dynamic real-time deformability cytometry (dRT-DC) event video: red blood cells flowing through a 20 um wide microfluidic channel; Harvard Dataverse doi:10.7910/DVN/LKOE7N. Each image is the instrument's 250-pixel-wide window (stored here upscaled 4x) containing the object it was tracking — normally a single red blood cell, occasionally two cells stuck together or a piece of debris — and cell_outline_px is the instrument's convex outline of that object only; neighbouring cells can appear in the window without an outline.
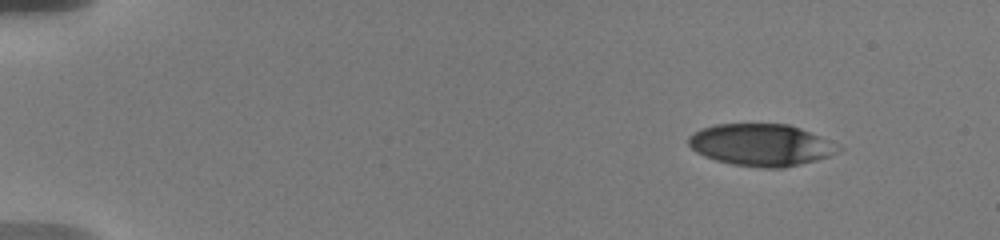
{"species": "human", "species_latin": "Homo sapiens", "temperature_condition": "warm", "stored_images_in_passage": 66, "camera_frame_rate_fps": 3000, "um_per_image_px": 0.085, "donor": {"sex": "male"}, "frame": {"image": 1, "passage_image": 1, "time_ms": 0.0, "image_size_px": [1000, 240], "cell_outline_px": [[844, 148], [828, 156], [816, 160], [784, 168], [760, 168], [732, 164], [716, 160], [704, 156], [696, 152], [688, 144], [688, 136], [704, 128], [716, 124], [788, 124], [800, 128], [820, 136]], "centroid_in_image_um": [64.69, 12.32], "position_along_channel_um": 20.3, "area_um2": 36.47}}
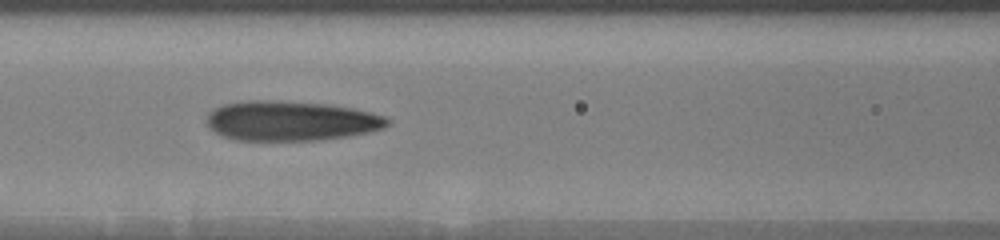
{"frame": {"image": 2, "passage_image": 26, "time_ms": 6.667, "image_size_px": [1000, 240], "cell_outline_px": [[392, 120], [384, 128], [368, 132], [348, 136], [320, 140], [232, 140], [216, 132], [208, 124], [208, 112], [224, 104], [248, 100], [276, 100], [328, 104], [352, 108], [384, 116]], "centroid_in_image_um": [24.74, 10.27], "position_along_channel_um": 141.9, "area_um2": 41.79}}
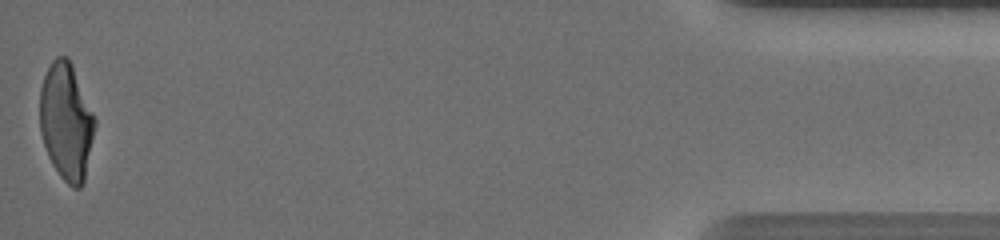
{"frame": {"image": 3, "passage_image": 66, "time_ms": 16.667, "image_size_px": [1000, 240], "cell_outline_px": [[96, 124], [84, 184], [80, 188], [72, 188], [60, 176], [52, 164], [48, 156], [40, 132], [40, 88], [44, 76], [52, 60], [56, 56], [68, 56], [72, 64], [96, 120]], "centroid_in_image_um": [5.64, 10.35], "position_along_channel_um": 429.6, "area_um2": 37.63}, "authors_computed_cell_mechanics": {"area_um2": 40.0843, "velocity_mm_per_s": 3.6561, "shape_relaxation_time_tau1_ms": 9.5493, "shape_relaxation_time_tau2_ms": 1.381, "deformation_change_tau1": 0.3165, "deformation_change_tau2": 0.1076}}